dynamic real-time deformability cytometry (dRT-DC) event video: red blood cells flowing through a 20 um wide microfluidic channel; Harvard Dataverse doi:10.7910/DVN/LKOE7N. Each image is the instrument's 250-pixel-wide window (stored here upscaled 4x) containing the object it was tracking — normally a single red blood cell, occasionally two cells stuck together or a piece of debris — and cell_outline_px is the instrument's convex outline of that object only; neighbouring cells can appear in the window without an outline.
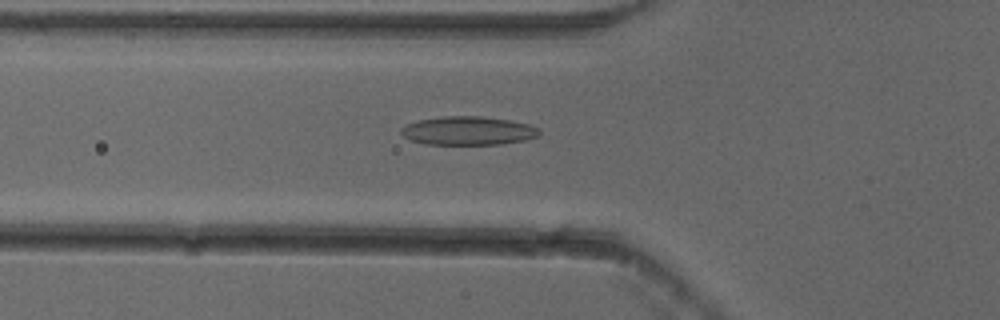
{"species": "common noctule bat (a hibernating species)", "species_latin": "Nyctalus noctula", "temperature_condition": "cold", "stored_images_in_passage": 47, "camera_frame_rate_fps": 3000, "um_per_image_px": 0.085, "animal": {"sex": "female"}, "frame": {"image": 1, "passage_image": 13, "time_ms": 4.0, "image_size_px": [1000, 320], "cell_outline_px": [[540, 132], [536, 136], [524, 140], [500, 144], [424, 144], [412, 140], [404, 136], [400, 132], [400, 128], [404, 124], [416, 120], [444, 116], [480, 116], [512, 120], [528, 124], [540, 128]], "centroid_in_image_um": [39.76, 11.1], "position_along_channel_um": 86.0, "area_um2": 23.12}}
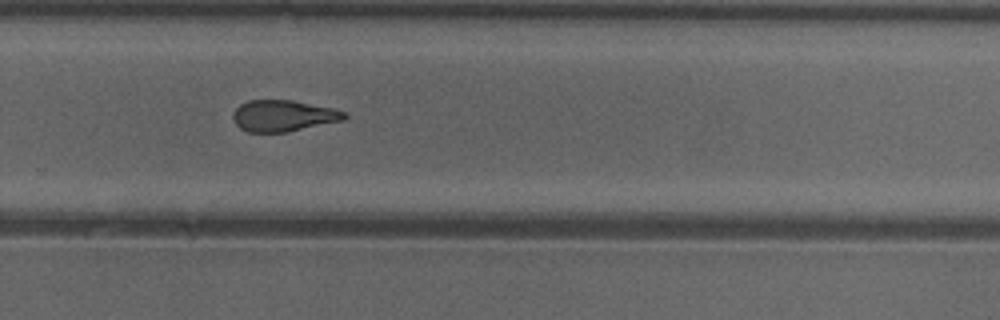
{"frame": {"image": 2, "passage_image": 30, "time_ms": 9.667, "image_size_px": [1000, 320], "cell_outline_px": [[348, 116], [344, 120], [288, 132], [248, 132], [240, 128], [236, 124], [232, 116], [236, 108], [240, 104], [248, 100], [292, 100], [332, 108], [348, 112]], "centroid_in_image_um": [24.1, 9.84], "position_along_channel_um": 305.7, "area_um2": 20.4}}
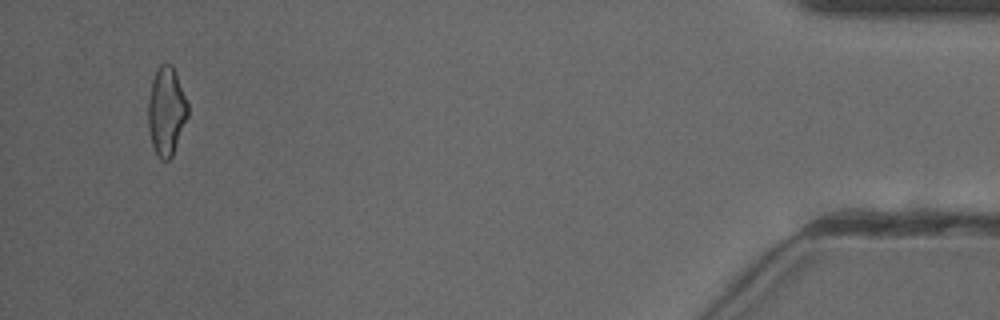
{"frame": {"image": 3, "passage_image": 45, "time_ms": 14.667, "image_size_px": [1000, 320], "cell_outline_px": [[188, 116], [172, 156], [168, 160], [160, 160], [152, 148], [148, 128], [148, 100], [152, 80], [156, 68], [160, 64], [172, 64], [176, 72], [188, 104]], "centroid_in_image_um": [14.13, 9.45], "position_along_channel_um": 421.1, "area_um2": 20.63}, "authors_computed_cell_mechanics": {"area_um2": 21.1548, "velocity_mm_per_s": 3.8591, "shape_relaxation_time_tau1_ms": 7.9157, "shape_relaxation_time_tau2_ms": 3.1219, "deformation_change_tau1": 0.1807, "deformation_change_tau2": 0.1161}}